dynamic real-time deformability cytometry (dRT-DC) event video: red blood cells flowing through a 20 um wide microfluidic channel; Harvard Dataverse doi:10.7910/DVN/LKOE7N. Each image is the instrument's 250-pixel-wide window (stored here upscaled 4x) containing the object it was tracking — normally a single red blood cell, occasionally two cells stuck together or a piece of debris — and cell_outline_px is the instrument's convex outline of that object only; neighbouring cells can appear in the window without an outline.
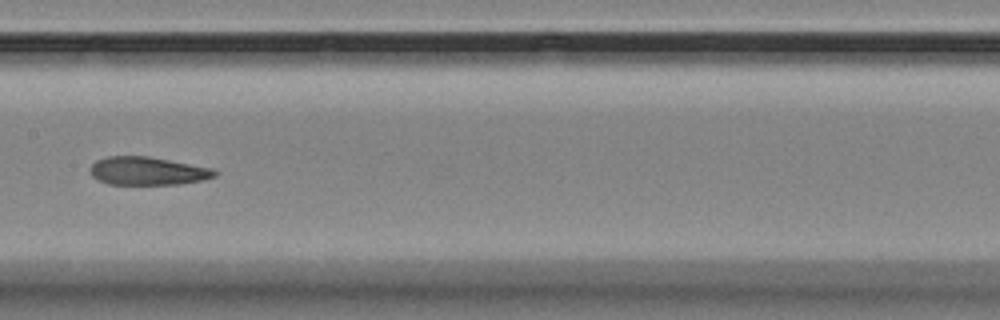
{"species": "Egyptian fruit bat (a non-hibernating species)", "species_latin": "Rousettus aegyptiacus", "temperature_condition": "room temperature", "stored_images_in_passage": 17, "camera_frame_rate_fps": 3000, "um_per_image_px": 0.085, "animal": {"sex": "female"}, "frame": {"image": 1, "passage_image": 8, "time_ms": 8.0, "image_size_px": [1000, 320], "cell_outline_px": [[220, 172], [216, 176], [204, 180], [180, 184], [108, 184], [92, 176], [88, 168], [96, 160], [108, 156], [148, 156], [212, 168]], "centroid_in_image_um": [12.56, 14.53], "position_along_channel_um": 194.8, "area_um2": 20.52}}
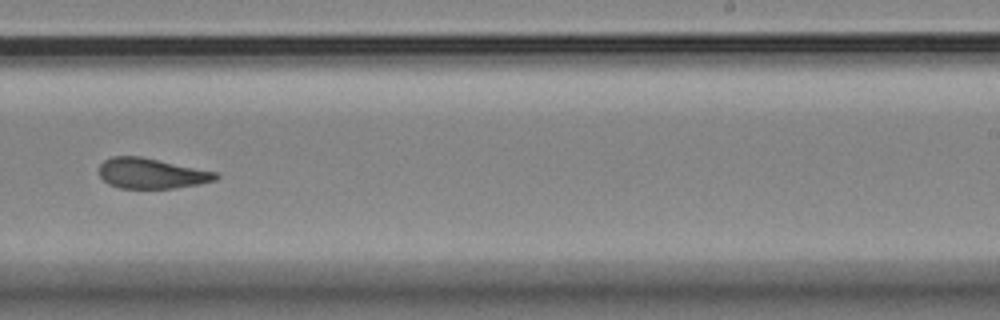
{"frame": {"image": 2, "passage_image": 10, "time_ms": 10.333, "image_size_px": [1000, 320], "cell_outline_px": [[220, 176], [216, 180], [200, 184], [176, 188], [120, 188], [108, 184], [100, 176], [100, 164], [104, 160], [112, 156], [140, 156], [216, 172]], "centroid_in_image_um": [12.87, 14.74], "position_along_channel_um": 276.1, "area_um2": 20.58}}
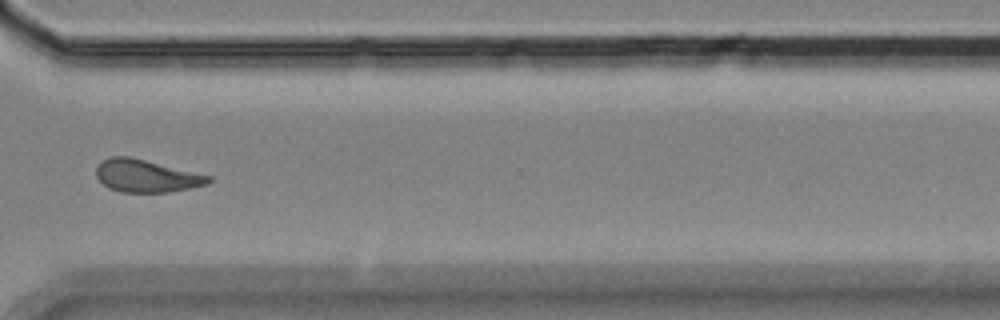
{"frame": {"image": 3, "passage_image": 12, "time_ms": 12.667, "image_size_px": [1000, 320], "cell_outline_px": [[212, 180], [208, 184], [168, 192], [120, 192], [108, 188], [96, 176], [96, 168], [104, 160], [112, 156], [128, 156], [212, 176]], "centroid_in_image_um": [12.44, 14.96], "position_along_channel_um": 358.2, "area_um2": 21.04}, "authors_computed_cell_mechanics": {"area_um2": 21.7328, "velocity_mm_per_s": 3.5131, "shape_relaxation_time_tau1_ms": null, "shape_relaxation_time_tau2_ms": 3.3792, "deformation_change_tau1": null, "deformation_change_tau2": 0.1137}}